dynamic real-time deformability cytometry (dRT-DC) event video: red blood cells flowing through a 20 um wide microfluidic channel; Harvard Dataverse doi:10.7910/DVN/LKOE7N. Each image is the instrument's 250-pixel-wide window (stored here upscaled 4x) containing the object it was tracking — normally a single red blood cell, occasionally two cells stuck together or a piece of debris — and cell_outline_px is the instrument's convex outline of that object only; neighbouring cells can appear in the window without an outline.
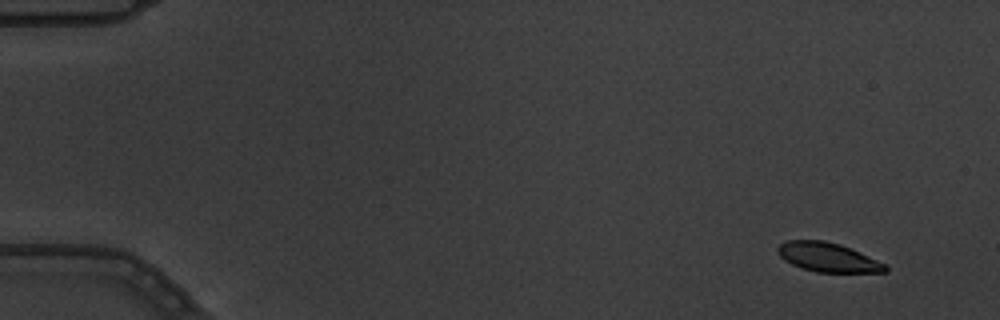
{"species": "common noctule bat (a hibernating species)", "species_latin": "Nyctalus noctula", "temperature_condition": "warm", "stored_images_in_passage": 6, "segment_of_instrument_passage": [1, 2], "camera_frame_rate_fps": 3000, "um_per_image_px": 0.085, "animal": {"sex": "male", "body_mass_g": 19.5, "forearm_length_mm": 54.6}, "frame": {"image": 1, "passage_image": 1, "time_ms": 0.0, "image_size_px": [1000, 320], "cell_outline_px": [[888, 272], [816, 272], [792, 264], [784, 260], [776, 252], [776, 248], [780, 244], [788, 240], [824, 240], [840, 244], [860, 252], [888, 264]], "centroid_in_image_um": [70.39, 21.86], "position_along_channel_um": 14.6, "area_um2": 18.38}}